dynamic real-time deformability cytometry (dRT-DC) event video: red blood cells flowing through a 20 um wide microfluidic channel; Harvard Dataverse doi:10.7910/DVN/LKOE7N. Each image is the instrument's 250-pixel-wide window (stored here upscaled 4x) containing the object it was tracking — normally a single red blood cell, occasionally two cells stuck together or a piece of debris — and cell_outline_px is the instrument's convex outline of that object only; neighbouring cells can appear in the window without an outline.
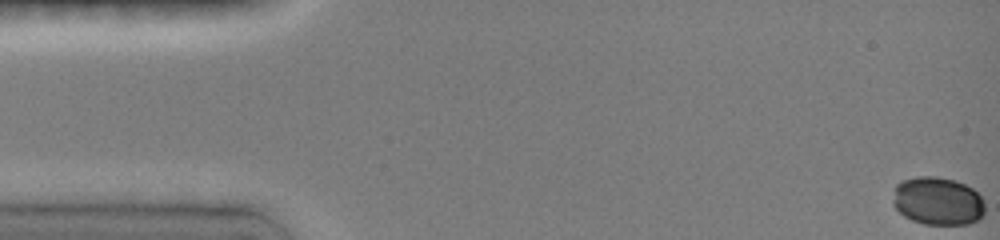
{"species": "common noctule bat (a hibernating species)", "species_latin": "Nyctalus noctula", "temperature_condition": "room temperature", "stored_images_in_passage": 14, "camera_frame_rate_fps": 3000, "um_per_image_px": 0.085, "animal": {"sex": "female", "body_mass_g": 19.0, "forearm_length_mm": 51.5}, "frame": {"image": 1, "passage_image": 1, "time_ms": 0.0, "image_size_px": [1000, 240], "cell_outline_px": [[984, 212], [976, 220], [968, 224], [924, 224], [912, 220], [904, 216], [892, 204], [892, 200], [896, 184], [904, 180], [916, 176], [936, 176], [956, 180], [972, 188], [984, 200]], "centroid_in_image_um": [79.69, 17.08], "position_along_channel_um": 5.3, "area_um2": 25.84}}
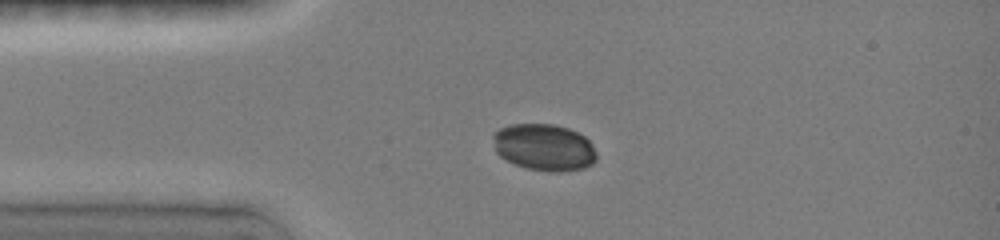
{"frame": {"image": 2, "passage_image": 7, "time_ms": 3.667, "image_size_px": [1000, 240], "cell_outline_px": [[596, 160], [592, 164], [584, 168], [560, 172], [552, 172], [524, 168], [500, 156], [496, 152], [492, 136], [500, 128], [508, 124], [556, 124], [568, 128], [584, 136], [592, 144], [596, 152]], "centroid_in_image_um": [46.25, 12.52], "position_along_channel_um": 38.7, "area_um2": 28.32}}
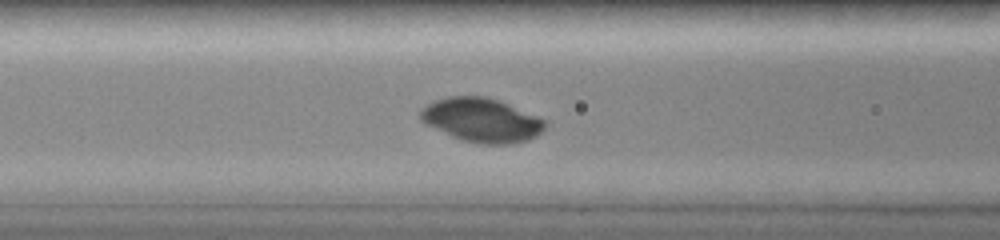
{"frame": {"image": 3, "passage_image": 12, "time_ms": 6.333, "image_size_px": [1000, 240], "cell_outline_px": [[548, 124], [536, 136], [528, 140], [512, 144], [484, 144], [460, 140], [424, 124], [420, 120], [420, 112], [428, 104], [436, 100], [448, 96], [484, 96], [508, 104], [536, 116], [544, 120]], "centroid_in_image_um": [40.92, 10.22], "position_along_channel_um": 125.7, "area_um2": 31.73}}